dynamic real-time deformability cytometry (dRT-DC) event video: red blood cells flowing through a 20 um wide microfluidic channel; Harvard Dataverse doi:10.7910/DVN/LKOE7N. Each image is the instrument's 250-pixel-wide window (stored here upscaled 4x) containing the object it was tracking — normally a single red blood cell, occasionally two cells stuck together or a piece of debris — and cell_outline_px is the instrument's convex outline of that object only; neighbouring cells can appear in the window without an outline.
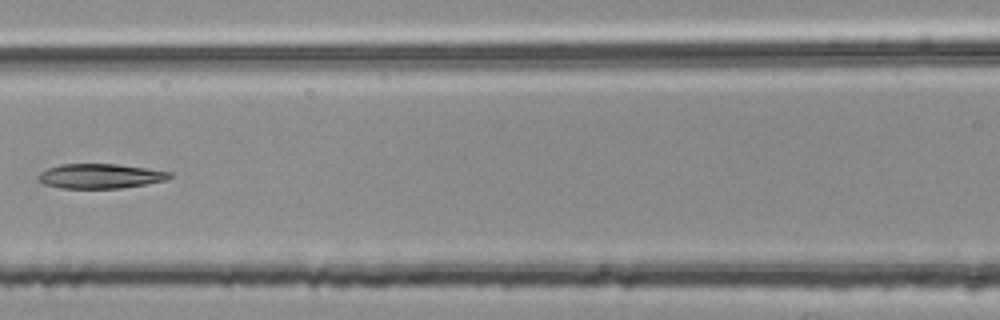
{"species": "common noctule bat (a hibernating species)", "species_latin": "Nyctalus noctula", "temperature_condition": "room temperature", "stored_images_in_passage": 4, "camera_frame_rate_fps": 3000, "um_per_image_px": 0.085, "animal": {"sex": "female", "body_mass_g": 25.1}, "frame": {"image": 1, "passage_image": 4, "time_ms": 1.0, "image_size_px": [1000, 320], "cell_outline_px": [[172, 176], [168, 180], [120, 188], [60, 188], [44, 184], [36, 180], [36, 176], [40, 172], [48, 168], [60, 164], [116, 164], [172, 172]], "centroid_in_image_um": [8.47, 14.97], "position_along_channel_um": 158.1, "area_um2": 18.9}}